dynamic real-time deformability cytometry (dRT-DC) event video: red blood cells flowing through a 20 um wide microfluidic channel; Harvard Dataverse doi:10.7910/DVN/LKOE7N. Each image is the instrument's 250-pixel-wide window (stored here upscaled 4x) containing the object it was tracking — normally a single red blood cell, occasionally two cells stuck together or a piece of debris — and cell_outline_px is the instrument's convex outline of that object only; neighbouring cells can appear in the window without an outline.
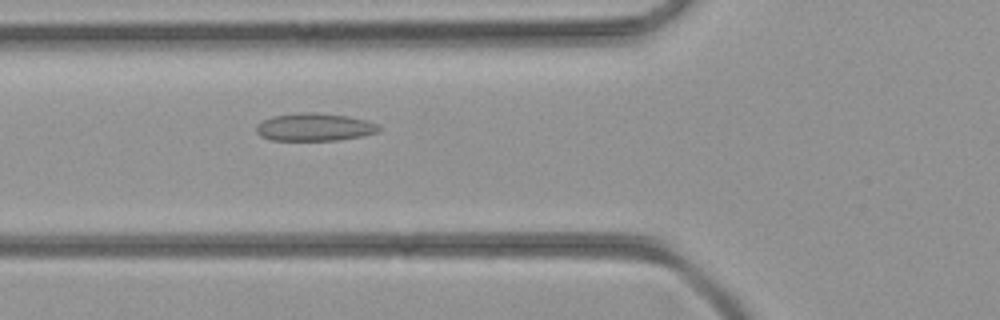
{"species": "common noctule bat (a hibernating species)", "species_latin": "Nyctalus noctula", "temperature_condition": "room temperature", "stored_images_in_passage": 44, "camera_frame_rate_fps": 3000, "um_per_image_px": 0.085, "animal": {"sex": "female", "body_mass_g": 21.9}, "frame": {"image": 1, "passage_image": 16, "time_ms": 5.0, "image_size_px": [1000, 320], "cell_outline_px": [[380, 128], [376, 132], [364, 136], [340, 140], [272, 140], [260, 136], [256, 132], [256, 124], [272, 116], [300, 112], [312, 112], [348, 116], [368, 120], [376, 124]], "centroid_in_image_um": [26.72, 10.8], "position_along_channel_um": 99.1, "area_um2": 19.88}}
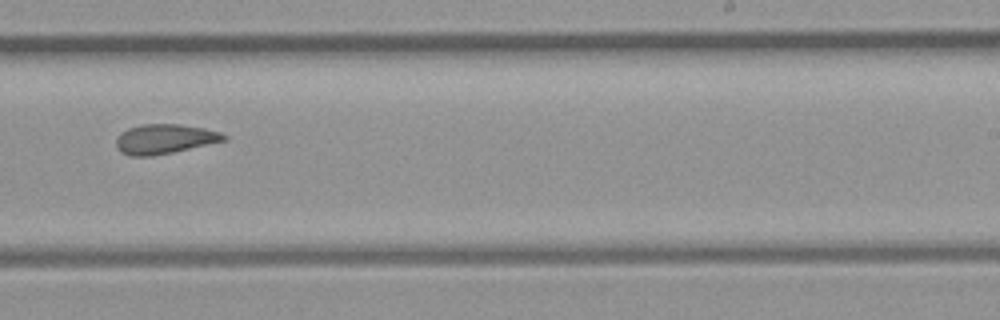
{"frame": {"image": 2, "passage_image": 27, "time_ms": 8.667, "image_size_px": [1000, 320], "cell_outline_px": [[228, 136], [224, 140], [172, 152], [152, 156], [128, 156], [120, 152], [116, 148], [116, 140], [128, 128], [140, 124], [180, 124], [204, 128], [220, 132]], "centroid_in_image_um": [13.95, 11.81], "position_along_channel_um": 275.0, "area_um2": 18.38}}
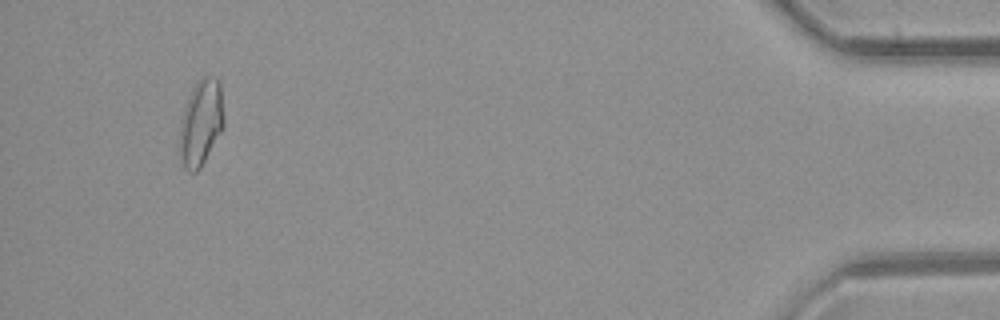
{"frame": {"image": 3, "passage_image": 41, "time_ms": 13.333, "image_size_px": [1000, 320], "cell_outline_px": [[224, 128], [200, 168], [196, 172], [188, 172], [184, 168], [180, 156], [180, 124], [184, 108], [192, 88], [204, 76], [216, 76], [220, 80], [224, 116]], "centroid_in_image_um": [17.1, 10.42], "position_along_channel_um": 418.1, "area_um2": 22.31}}